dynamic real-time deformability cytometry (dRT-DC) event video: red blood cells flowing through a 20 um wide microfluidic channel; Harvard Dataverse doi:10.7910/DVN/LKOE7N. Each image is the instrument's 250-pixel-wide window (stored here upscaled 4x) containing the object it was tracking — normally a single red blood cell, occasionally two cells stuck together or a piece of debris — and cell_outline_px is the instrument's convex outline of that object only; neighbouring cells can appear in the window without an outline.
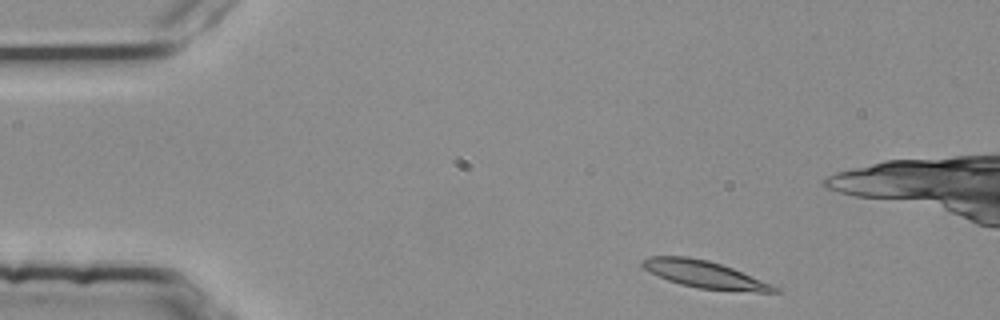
{"species": "common noctule bat (a hibernating species)", "species_latin": "Nyctalus noctula", "temperature_condition": "room temperature", "stored_images_in_passage": 3, "camera_frame_rate_fps": 3000, "um_per_image_px": 0.085, "animal": {"sex": "female", "body_mass_g": 25.1}, "frame": {"image": 1, "passage_image": 1, "time_ms": 0.0, "image_size_px": [1000, 320], "cell_outline_px": [[780, 292], [756, 292], [696, 288], [680, 284], [668, 280], [644, 268], [640, 264], [640, 260], [648, 256], [688, 256], [708, 260], [732, 268], [780, 288]], "centroid_in_image_um": [59.86, 23.32], "position_along_channel_um": 25.1, "area_um2": 20.69}}